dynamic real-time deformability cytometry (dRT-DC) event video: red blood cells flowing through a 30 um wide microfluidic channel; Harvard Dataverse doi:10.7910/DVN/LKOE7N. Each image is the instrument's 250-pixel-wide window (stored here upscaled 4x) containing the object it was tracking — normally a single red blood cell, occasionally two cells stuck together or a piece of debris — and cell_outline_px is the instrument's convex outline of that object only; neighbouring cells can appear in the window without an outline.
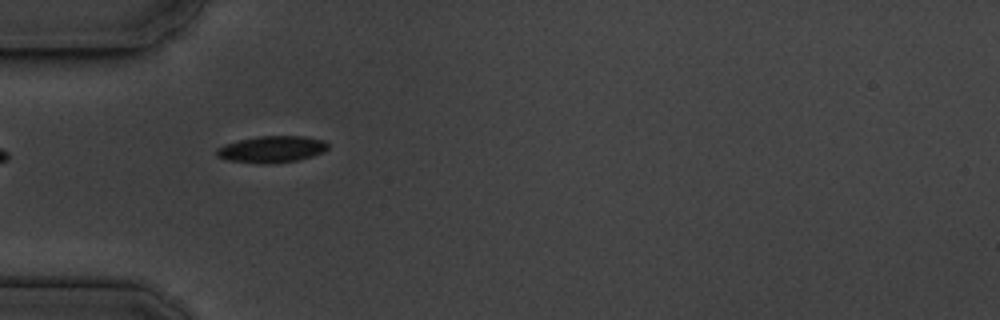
{"species": "common noctule bat (a hibernating species)", "species_latin": "Nyctalus noctula", "temperature_condition": "cold", "stored_images_in_passage": 39, "camera_frame_rate_fps": 3000, "um_per_image_px": 0.085, "animal": {"sex": "male", "body_mass_g": 19.5, "forearm_length_mm": 54.6}, "frame": {"image": 1, "passage_image": 1, "time_ms": 0.0, "image_size_px": [1000, 320], "cell_outline_px": [[328, 148], [324, 152], [312, 156], [296, 160], [260, 164], [228, 160], [216, 156], [216, 148], [224, 144], [240, 140], [260, 136], [304, 136], [324, 140], [328, 144]], "centroid_in_image_um": [23.09, 12.68], "position_along_channel_um": 61.9, "area_um2": 17.17}}
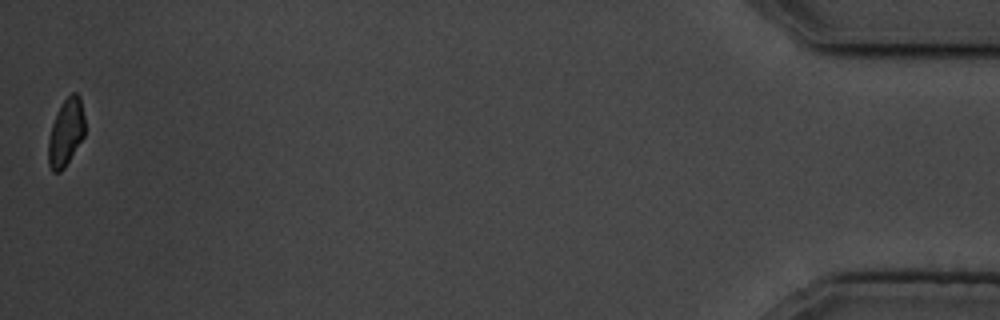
{"frame": {"image": 2, "passage_image": 39, "time_ms": 12.667, "image_size_px": [1000, 320], "cell_outline_px": [[84, 136], [64, 168], [60, 172], [52, 172], [48, 164], [48, 140], [52, 124], [64, 100], [72, 92], [76, 92], [80, 96], [84, 116]], "centroid_in_image_um": [5.6, 11.28], "position_along_channel_um": 429.6, "area_um2": 14.16}, "authors_computed_cell_mechanics": {"area_um2": 16.2996, "velocity_mm_per_s": 3.6374, "shape_relaxation_time_tau1_ms": 2.7165, "shape_relaxation_time_tau2_ms": null, "deformation_change_tau1": 0.1058, "deformation_change_tau2": null}}